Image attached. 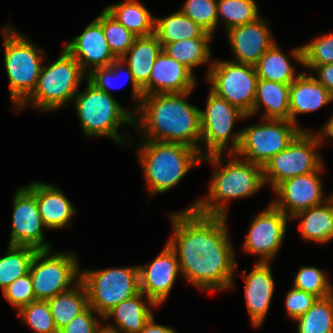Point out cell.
Listing matches in <instances>:
<instances>
[{
    "mask_svg": "<svg viewBox=\"0 0 333 333\" xmlns=\"http://www.w3.org/2000/svg\"><path fill=\"white\" fill-rule=\"evenodd\" d=\"M171 219L174 234L168 244L187 281L202 290L231 287L237 264L227 233V218L186 209L171 214Z\"/></svg>",
    "mask_w": 333,
    "mask_h": 333,
    "instance_id": "cell-1",
    "label": "cell"
},
{
    "mask_svg": "<svg viewBox=\"0 0 333 333\" xmlns=\"http://www.w3.org/2000/svg\"><path fill=\"white\" fill-rule=\"evenodd\" d=\"M190 93L143 96L135 109L140 112L139 122L134 121V125L146 140L183 143L197 149L202 157V149L197 147V142L201 143V110L185 101Z\"/></svg>",
    "mask_w": 333,
    "mask_h": 333,
    "instance_id": "cell-2",
    "label": "cell"
},
{
    "mask_svg": "<svg viewBox=\"0 0 333 333\" xmlns=\"http://www.w3.org/2000/svg\"><path fill=\"white\" fill-rule=\"evenodd\" d=\"M139 152L146 184L152 195L177 185L202 159L197 149L178 142L145 140Z\"/></svg>",
    "mask_w": 333,
    "mask_h": 333,
    "instance_id": "cell-3",
    "label": "cell"
},
{
    "mask_svg": "<svg viewBox=\"0 0 333 333\" xmlns=\"http://www.w3.org/2000/svg\"><path fill=\"white\" fill-rule=\"evenodd\" d=\"M231 156L232 160L214 173L206 199H198L187 210H195L202 215L226 217V202L229 199L252 196L263 187L265 182L262 166L244 159H235L233 154Z\"/></svg>",
    "mask_w": 333,
    "mask_h": 333,
    "instance_id": "cell-4",
    "label": "cell"
},
{
    "mask_svg": "<svg viewBox=\"0 0 333 333\" xmlns=\"http://www.w3.org/2000/svg\"><path fill=\"white\" fill-rule=\"evenodd\" d=\"M83 79L84 71L80 64L63 49L54 63L42 66L33 92L18 108L28 103L45 111L60 108L64 103L73 101Z\"/></svg>",
    "mask_w": 333,
    "mask_h": 333,
    "instance_id": "cell-5",
    "label": "cell"
},
{
    "mask_svg": "<svg viewBox=\"0 0 333 333\" xmlns=\"http://www.w3.org/2000/svg\"><path fill=\"white\" fill-rule=\"evenodd\" d=\"M86 90L74 97L78 118L86 136H107L123 143L117 128L121 124H134L135 117L112 96L96 88L89 81Z\"/></svg>",
    "mask_w": 333,
    "mask_h": 333,
    "instance_id": "cell-6",
    "label": "cell"
},
{
    "mask_svg": "<svg viewBox=\"0 0 333 333\" xmlns=\"http://www.w3.org/2000/svg\"><path fill=\"white\" fill-rule=\"evenodd\" d=\"M2 28L4 62L12 103L20 105L34 90L42 68L41 52L14 28Z\"/></svg>",
    "mask_w": 333,
    "mask_h": 333,
    "instance_id": "cell-7",
    "label": "cell"
},
{
    "mask_svg": "<svg viewBox=\"0 0 333 333\" xmlns=\"http://www.w3.org/2000/svg\"><path fill=\"white\" fill-rule=\"evenodd\" d=\"M207 99L205 111H200L201 141L207 144V149L202 152L201 161L207 159L216 167H220L221 154L229 144L230 137L233 136L232 145L227 146L229 154H235L240 144L241 131L231 135L235 120L247 115L211 90Z\"/></svg>",
    "mask_w": 333,
    "mask_h": 333,
    "instance_id": "cell-8",
    "label": "cell"
},
{
    "mask_svg": "<svg viewBox=\"0 0 333 333\" xmlns=\"http://www.w3.org/2000/svg\"><path fill=\"white\" fill-rule=\"evenodd\" d=\"M89 306L101 318L122 301L140 292L139 267L89 270L80 273Z\"/></svg>",
    "mask_w": 333,
    "mask_h": 333,
    "instance_id": "cell-9",
    "label": "cell"
},
{
    "mask_svg": "<svg viewBox=\"0 0 333 333\" xmlns=\"http://www.w3.org/2000/svg\"><path fill=\"white\" fill-rule=\"evenodd\" d=\"M320 137L302 130L285 150L271 157L262 167L264 182L270 181L275 189L287 179L317 171L323 164L315 152L323 143Z\"/></svg>",
    "mask_w": 333,
    "mask_h": 333,
    "instance_id": "cell-10",
    "label": "cell"
},
{
    "mask_svg": "<svg viewBox=\"0 0 333 333\" xmlns=\"http://www.w3.org/2000/svg\"><path fill=\"white\" fill-rule=\"evenodd\" d=\"M301 131L290 120L264 119L263 123L241 131L235 157L237 154L246 156L245 161L263 167L271 157L285 150Z\"/></svg>",
    "mask_w": 333,
    "mask_h": 333,
    "instance_id": "cell-11",
    "label": "cell"
},
{
    "mask_svg": "<svg viewBox=\"0 0 333 333\" xmlns=\"http://www.w3.org/2000/svg\"><path fill=\"white\" fill-rule=\"evenodd\" d=\"M206 79L211 83L212 92L247 116L252 115L258 80L255 66L234 61L212 62Z\"/></svg>",
    "mask_w": 333,
    "mask_h": 333,
    "instance_id": "cell-12",
    "label": "cell"
},
{
    "mask_svg": "<svg viewBox=\"0 0 333 333\" xmlns=\"http://www.w3.org/2000/svg\"><path fill=\"white\" fill-rule=\"evenodd\" d=\"M50 251H37L30 266L36 300H49L70 290L69 286L76 281L75 278L80 277L75 255L60 253L49 256Z\"/></svg>",
    "mask_w": 333,
    "mask_h": 333,
    "instance_id": "cell-13",
    "label": "cell"
},
{
    "mask_svg": "<svg viewBox=\"0 0 333 333\" xmlns=\"http://www.w3.org/2000/svg\"><path fill=\"white\" fill-rule=\"evenodd\" d=\"M9 245L27 246L36 250H50L44 242L43 224L36 197L26 188L17 190L13 199V213Z\"/></svg>",
    "mask_w": 333,
    "mask_h": 333,
    "instance_id": "cell-14",
    "label": "cell"
},
{
    "mask_svg": "<svg viewBox=\"0 0 333 333\" xmlns=\"http://www.w3.org/2000/svg\"><path fill=\"white\" fill-rule=\"evenodd\" d=\"M287 218L289 217L271 203L251 223L243 243L244 251L261 256L259 262H269L279 251L284 239Z\"/></svg>",
    "mask_w": 333,
    "mask_h": 333,
    "instance_id": "cell-15",
    "label": "cell"
},
{
    "mask_svg": "<svg viewBox=\"0 0 333 333\" xmlns=\"http://www.w3.org/2000/svg\"><path fill=\"white\" fill-rule=\"evenodd\" d=\"M323 168L322 165L313 173L295 176L280 183L274 189L279 199H275L272 204L290 219L299 211L322 205L325 201L322 198L323 185L319 173Z\"/></svg>",
    "mask_w": 333,
    "mask_h": 333,
    "instance_id": "cell-16",
    "label": "cell"
},
{
    "mask_svg": "<svg viewBox=\"0 0 333 333\" xmlns=\"http://www.w3.org/2000/svg\"><path fill=\"white\" fill-rule=\"evenodd\" d=\"M138 267L140 291L150 305L159 306L166 300L180 271L175 251L167 243L154 261Z\"/></svg>",
    "mask_w": 333,
    "mask_h": 333,
    "instance_id": "cell-17",
    "label": "cell"
},
{
    "mask_svg": "<svg viewBox=\"0 0 333 333\" xmlns=\"http://www.w3.org/2000/svg\"><path fill=\"white\" fill-rule=\"evenodd\" d=\"M64 49L80 64L85 72L86 64L91 68L110 66L117 58L111 52L102 24L95 18L86 29L69 41Z\"/></svg>",
    "mask_w": 333,
    "mask_h": 333,
    "instance_id": "cell-18",
    "label": "cell"
},
{
    "mask_svg": "<svg viewBox=\"0 0 333 333\" xmlns=\"http://www.w3.org/2000/svg\"><path fill=\"white\" fill-rule=\"evenodd\" d=\"M196 78L184 64L161 52L153 65L149 82L142 88L143 94H173L191 92Z\"/></svg>",
    "mask_w": 333,
    "mask_h": 333,
    "instance_id": "cell-19",
    "label": "cell"
},
{
    "mask_svg": "<svg viewBox=\"0 0 333 333\" xmlns=\"http://www.w3.org/2000/svg\"><path fill=\"white\" fill-rule=\"evenodd\" d=\"M236 63L255 66L262 55L275 43L268 24L258 17L255 21L227 30Z\"/></svg>",
    "mask_w": 333,
    "mask_h": 333,
    "instance_id": "cell-20",
    "label": "cell"
},
{
    "mask_svg": "<svg viewBox=\"0 0 333 333\" xmlns=\"http://www.w3.org/2000/svg\"><path fill=\"white\" fill-rule=\"evenodd\" d=\"M246 306L254 327H259L269 309L274 292V281L269 262H257L250 274H246Z\"/></svg>",
    "mask_w": 333,
    "mask_h": 333,
    "instance_id": "cell-21",
    "label": "cell"
},
{
    "mask_svg": "<svg viewBox=\"0 0 333 333\" xmlns=\"http://www.w3.org/2000/svg\"><path fill=\"white\" fill-rule=\"evenodd\" d=\"M37 200L43 224L49 229L65 227L75 213L70 201L56 186L34 182L26 187Z\"/></svg>",
    "mask_w": 333,
    "mask_h": 333,
    "instance_id": "cell-22",
    "label": "cell"
},
{
    "mask_svg": "<svg viewBox=\"0 0 333 333\" xmlns=\"http://www.w3.org/2000/svg\"><path fill=\"white\" fill-rule=\"evenodd\" d=\"M330 101L331 93L314 76L301 72L290 85V121L297 125V114L313 112Z\"/></svg>",
    "mask_w": 333,
    "mask_h": 333,
    "instance_id": "cell-23",
    "label": "cell"
},
{
    "mask_svg": "<svg viewBox=\"0 0 333 333\" xmlns=\"http://www.w3.org/2000/svg\"><path fill=\"white\" fill-rule=\"evenodd\" d=\"M146 295L140 291L134 296L116 305L105 316L104 320L114 317L117 326L123 333H138L154 316L149 306L142 300ZM108 333H121L114 326H103Z\"/></svg>",
    "mask_w": 333,
    "mask_h": 333,
    "instance_id": "cell-24",
    "label": "cell"
},
{
    "mask_svg": "<svg viewBox=\"0 0 333 333\" xmlns=\"http://www.w3.org/2000/svg\"><path fill=\"white\" fill-rule=\"evenodd\" d=\"M162 52V45L155 34L136 37L133 45L121 58L123 64L127 63L135 82L143 88L149 77L158 55ZM127 55L129 58H127Z\"/></svg>",
    "mask_w": 333,
    "mask_h": 333,
    "instance_id": "cell-25",
    "label": "cell"
},
{
    "mask_svg": "<svg viewBox=\"0 0 333 333\" xmlns=\"http://www.w3.org/2000/svg\"><path fill=\"white\" fill-rule=\"evenodd\" d=\"M289 95L290 84L258 79L252 115L263 104L266 107V111L262 116V120H290Z\"/></svg>",
    "mask_w": 333,
    "mask_h": 333,
    "instance_id": "cell-26",
    "label": "cell"
},
{
    "mask_svg": "<svg viewBox=\"0 0 333 333\" xmlns=\"http://www.w3.org/2000/svg\"><path fill=\"white\" fill-rule=\"evenodd\" d=\"M302 218L300 230L304 239L319 243L329 242L333 238V202L297 212L293 219Z\"/></svg>",
    "mask_w": 333,
    "mask_h": 333,
    "instance_id": "cell-27",
    "label": "cell"
},
{
    "mask_svg": "<svg viewBox=\"0 0 333 333\" xmlns=\"http://www.w3.org/2000/svg\"><path fill=\"white\" fill-rule=\"evenodd\" d=\"M75 283L77 288L71 287L47 300L58 331L89 307L86 287L80 277Z\"/></svg>",
    "mask_w": 333,
    "mask_h": 333,
    "instance_id": "cell-28",
    "label": "cell"
},
{
    "mask_svg": "<svg viewBox=\"0 0 333 333\" xmlns=\"http://www.w3.org/2000/svg\"><path fill=\"white\" fill-rule=\"evenodd\" d=\"M105 9L137 37L154 34L155 17L139 1L125 0Z\"/></svg>",
    "mask_w": 333,
    "mask_h": 333,
    "instance_id": "cell-29",
    "label": "cell"
},
{
    "mask_svg": "<svg viewBox=\"0 0 333 333\" xmlns=\"http://www.w3.org/2000/svg\"><path fill=\"white\" fill-rule=\"evenodd\" d=\"M205 32L180 10L168 17L155 18L154 34L162 47L172 42L200 38Z\"/></svg>",
    "mask_w": 333,
    "mask_h": 333,
    "instance_id": "cell-30",
    "label": "cell"
},
{
    "mask_svg": "<svg viewBox=\"0 0 333 333\" xmlns=\"http://www.w3.org/2000/svg\"><path fill=\"white\" fill-rule=\"evenodd\" d=\"M212 34L205 32L200 38L172 42L162 47V51L174 60L184 64L193 72V68L210 58L209 41Z\"/></svg>",
    "mask_w": 333,
    "mask_h": 333,
    "instance_id": "cell-31",
    "label": "cell"
},
{
    "mask_svg": "<svg viewBox=\"0 0 333 333\" xmlns=\"http://www.w3.org/2000/svg\"><path fill=\"white\" fill-rule=\"evenodd\" d=\"M258 79L292 84L299 76L284 53L274 43L255 65Z\"/></svg>",
    "mask_w": 333,
    "mask_h": 333,
    "instance_id": "cell-32",
    "label": "cell"
},
{
    "mask_svg": "<svg viewBox=\"0 0 333 333\" xmlns=\"http://www.w3.org/2000/svg\"><path fill=\"white\" fill-rule=\"evenodd\" d=\"M37 251L27 246L8 245L6 255L0 258V288L2 291L19 277L29 273Z\"/></svg>",
    "mask_w": 333,
    "mask_h": 333,
    "instance_id": "cell-33",
    "label": "cell"
},
{
    "mask_svg": "<svg viewBox=\"0 0 333 333\" xmlns=\"http://www.w3.org/2000/svg\"><path fill=\"white\" fill-rule=\"evenodd\" d=\"M298 333H333V293L318 298L314 305L296 319Z\"/></svg>",
    "mask_w": 333,
    "mask_h": 333,
    "instance_id": "cell-34",
    "label": "cell"
},
{
    "mask_svg": "<svg viewBox=\"0 0 333 333\" xmlns=\"http://www.w3.org/2000/svg\"><path fill=\"white\" fill-rule=\"evenodd\" d=\"M103 26L105 38L113 55L121 59L137 37L120 24L106 9L96 18Z\"/></svg>",
    "mask_w": 333,
    "mask_h": 333,
    "instance_id": "cell-35",
    "label": "cell"
},
{
    "mask_svg": "<svg viewBox=\"0 0 333 333\" xmlns=\"http://www.w3.org/2000/svg\"><path fill=\"white\" fill-rule=\"evenodd\" d=\"M292 56L306 68L313 69L333 64V33L314 39L311 43L293 50Z\"/></svg>",
    "mask_w": 333,
    "mask_h": 333,
    "instance_id": "cell-36",
    "label": "cell"
},
{
    "mask_svg": "<svg viewBox=\"0 0 333 333\" xmlns=\"http://www.w3.org/2000/svg\"><path fill=\"white\" fill-rule=\"evenodd\" d=\"M255 0H217V18L221 16L226 29L255 21L259 9Z\"/></svg>",
    "mask_w": 333,
    "mask_h": 333,
    "instance_id": "cell-37",
    "label": "cell"
},
{
    "mask_svg": "<svg viewBox=\"0 0 333 333\" xmlns=\"http://www.w3.org/2000/svg\"><path fill=\"white\" fill-rule=\"evenodd\" d=\"M19 316L37 333H58L47 300H34L19 310Z\"/></svg>",
    "mask_w": 333,
    "mask_h": 333,
    "instance_id": "cell-38",
    "label": "cell"
},
{
    "mask_svg": "<svg viewBox=\"0 0 333 333\" xmlns=\"http://www.w3.org/2000/svg\"><path fill=\"white\" fill-rule=\"evenodd\" d=\"M122 59H116L110 66L102 67V68H95L94 70L88 72L87 81L93 84L96 88L106 92L107 94H111L109 91V86L114 85L111 82V78L116 77L121 70H123L122 66ZM126 73L128 78L130 79L132 86H133V98L140 99L139 104L144 96L143 89L135 82L133 74L131 73L129 67L126 68ZM127 82V81H126Z\"/></svg>",
    "mask_w": 333,
    "mask_h": 333,
    "instance_id": "cell-39",
    "label": "cell"
},
{
    "mask_svg": "<svg viewBox=\"0 0 333 333\" xmlns=\"http://www.w3.org/2000/svg\"><path fill=\"white\" fill-rule=\"evenodd\" d=\"M180 11L210 34L217 27L216 0H186Z\"/></svg>",
    "mask_w": 333,
    "mask_h": 333,
    "instance_id": "cell-40",
    "label": "cell"
},
{
    "mask_svg": "<svg viewBox=\"0 0 333 333\" xmlns=\"http://www.w3.org/2000/svg\"><path fill=\"white\" fill-rule=\"evenodd\" d=\"M327 279L320 269L303 266L295 277L294 288L324 298L333 293L332 285Z\"/></svg>",
    "mask_w": 333,
    "mask_h": 333,
    "instance_id": "cell-41",
    "label": "cell"
},
{
    "mask_svg": "<svg viewBox=\"0 0 333 333\" xmlns=\"http://www.w3.org/2000/svg\"><path fill=\"white\" fill-rule=\"evenodd\" d=\"M3 295L18 310L36 300L30 273L19 277L8 285L3 290Z\"/></svg>",
    "mask_w": 333,
    "mask_h": 333,
    "instance_id": "cell-42",
    "label": "cell"
},
{
    "mask_svg": "<svg viewBox=\"0 0 333 333\" xmlns=\"http://www.w3.org/2000/svg\"><path fill=\"white\" fill-rule=\"evenodd\" d=\"M318 297L293 287L286 296V310L288 315L296 320L305 314L317 301Z\"/></svg>",
    "mask_w": 333,
    "mask_h": 333,
    "instance_id": "cell-43",
    "label": "cell"
},
{
    "mask_svg": "<svg viewBox=\"0 0 333 333\" xmlns=\"http://www.w3.org/2000/svg\"><path fill=\"white\" fill-rule=\"evenodd\" d=\"M95 312L90 306L81 314L73 318L58 333H103L104 327L93 316Z\"/></svg>",
    "mask_w": 333,
    "mask_h": 333,
    "instance_id": "cell-44",
    "label": "cell"
},
{
    "mask_svg": "<svg viewBox=\"0 0 333 333\" xmlns=\"http://www.w3.org/2000/svg\"><path fill=\"white\" fill-rule=\"evenodd\" d=\"M313 70L318 72V78L315 77V79L320 82L333 96V64L316 66Z\"/></svg>",
    "mask_w": 333,
    "mask_h": 333,
    "instance_id": "cell-45",
    "label": "cell"
},
{
    "mask_svg": "<svg viewBox=\"0 0 333 333\" xmlns=\"http://www.w3.org/2000/svg\"><path fill=\"white\" fill-rule=\"evenodd\" d=\"M138 333H176L171 327L154 323V317Z\"/></svg>",
    "mask_w": 333,
    "mask_h": 333,
    "instance_id": "cell-46",
    "label": "cell"
},
{
    "mask_svg": "<svg viewBox=\"0 0 333 333\" xmlns=\"http://www.w3.org/2000/svg\"><path fill=\"white\" fill-rule=\"evenodd\" d=\"M320 135L333 137V116L329 119V121L326 123V125L322 128Z\"/></svg>",
    "mask_w": 333,
    "mask_h": 333,
    "instance_id": "cell-47",
    "label": "cell"
},
{
    "mask_svg": "<svg viewBox=\"0 0 333 333\" xmlns=\"http://www.w3.org/2000/svg\"><path fill=\"white\" fill-rule=\"evenodd\" d=\"M329 199L333 202V194L329 197Z\"/></svg>",
    "mask_w": 333,
    "mask_h": 333,
    "instance_id": "cell-48",
    "label": "cell"
}]
</instances>
